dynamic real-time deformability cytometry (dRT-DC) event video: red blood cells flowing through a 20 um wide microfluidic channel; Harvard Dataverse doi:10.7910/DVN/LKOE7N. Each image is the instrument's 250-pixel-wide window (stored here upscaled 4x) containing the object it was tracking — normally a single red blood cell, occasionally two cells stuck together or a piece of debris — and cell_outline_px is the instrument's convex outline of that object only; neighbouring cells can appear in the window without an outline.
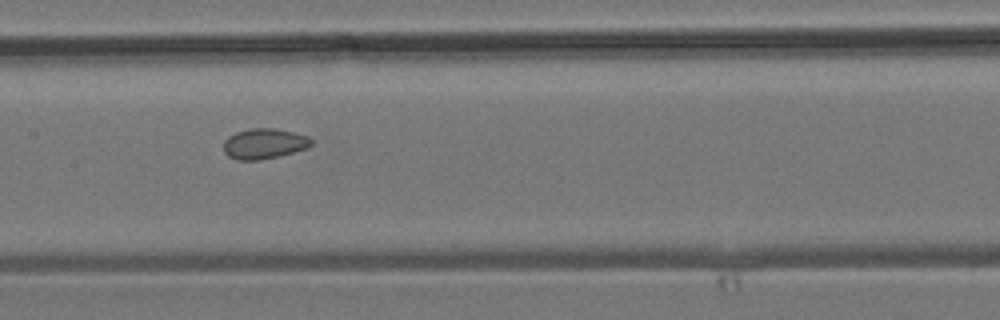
{"species": "common noctule bat (a hibernating species)", "species_latin": "Nyctalus noctula", "temperature_condition": "room temperature", "stored_images_in_passage": 10, "camera_frame_rate_fps": 3000, "um_per_image_px": 0.085, "animal": {"sex": "male", "body_mass_g": 19.2, "forearm_length_mm": 51.8}, "frame": {"image": 1, "passage_image": 7, "time_ms": 8.0, "image_size_px": [1000, 320], "cell_outline_px": [[312, 144], [308, 148], [280, 156], [260, 160], [236, 160], [228, 156], [224, 152], [224, 140], [228, 136], [236, 132], [252, 128], [276, 128], [296, 132], [308, 136], [312, 140]], "centroid_in_image_um": [22.47, 12.21], "position_along_channel_um": 184.9, "area_um2": 15.78}}
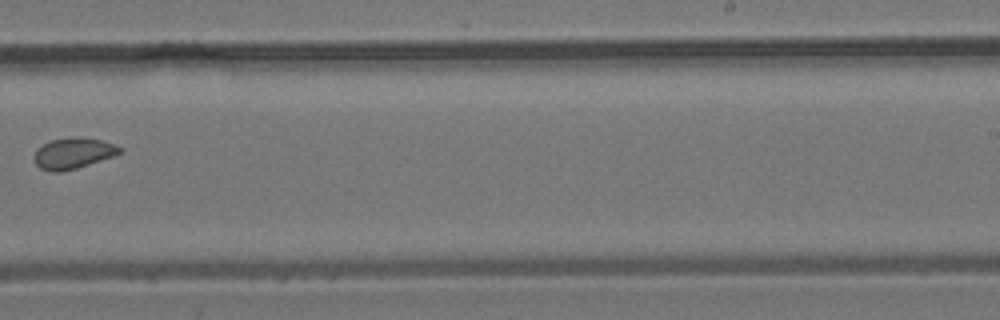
{"frame": {"image": 2, "passage_image": 9, "time_ms": 10.333, "image_size_px": [1000, 320], "cell_outline_px": [[124, 148], [120, 152], [112, 156], [76, 168], [60, 172], [52, 172], [40, 168], [36, 164], [32, 156], [36, 148], [52, 140], [76, 136], [80, 136], [104, 140]], "centroid_in_image_um": [6.2, 13.01], "position_along_channel_um": 282.8, "area_um2": 15.49}}
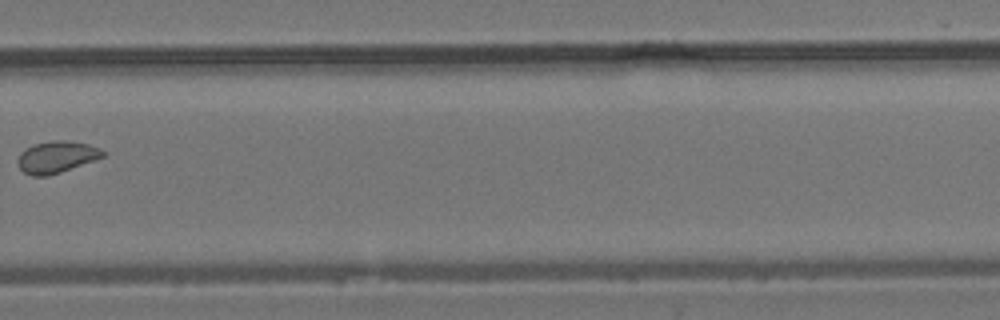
{"frame": {"image": 3, "passage_image": 10, "time_ms": 11.333, "image_size_px": [1000, 320], "cell_outline_px": [[104, 156], [60, 172], [48, 176], [32, 176], [24, 172], [16, 164], [16, 160], [20, 152], [32, 144], [52, 140], [68, 140], [88, 144], [100, 148], [104, 152]], "centroid_in_image_um": [4.75, 13.33], "position_along_channel_um": 325.1, "area_um2": 15.78}}